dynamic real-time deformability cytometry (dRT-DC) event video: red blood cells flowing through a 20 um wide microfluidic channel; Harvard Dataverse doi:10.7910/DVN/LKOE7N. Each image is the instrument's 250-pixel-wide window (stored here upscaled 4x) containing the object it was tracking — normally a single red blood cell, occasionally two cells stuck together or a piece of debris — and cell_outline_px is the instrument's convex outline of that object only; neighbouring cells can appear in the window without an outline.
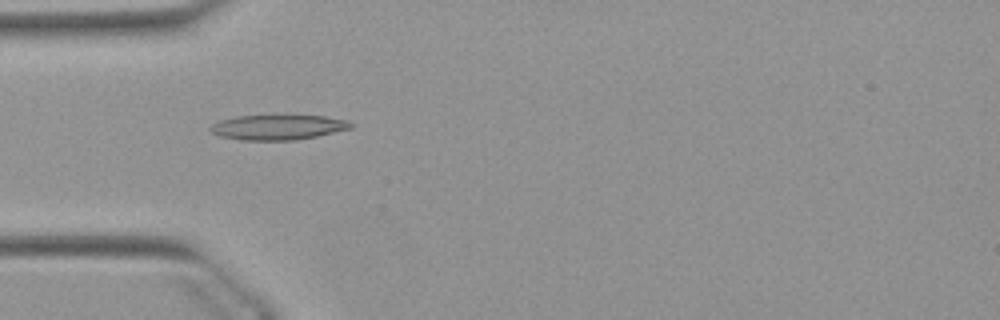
{"species": "Egyptian fruit bat (a non-hibernating species)", "species_latin": "Rousettus aegyptiacus", "temperature_condition": "warm", "stored_images_in_passage": 51, "camera_frame_rate_fps": 3000, "um_per_image_px": 0.085, "animal": {"sex": "female"}, "frame": {"image": 1, "passage_image": 15, "time_ms": 4.667, "image_size_px": [1000, 320], "cell_outline_px": [[352, 128], [316, 136], [296, 140], [240, 140], [220, 136], [212, 132], [208, 128], [212, 124], [220, 120], [236, 116], [324, 116], [348, 120], [352, 124]], "centroid_in_image_um": [23.6, 10.82], "position_along_channel_um": 61.4, "area_um2": 20.29}}
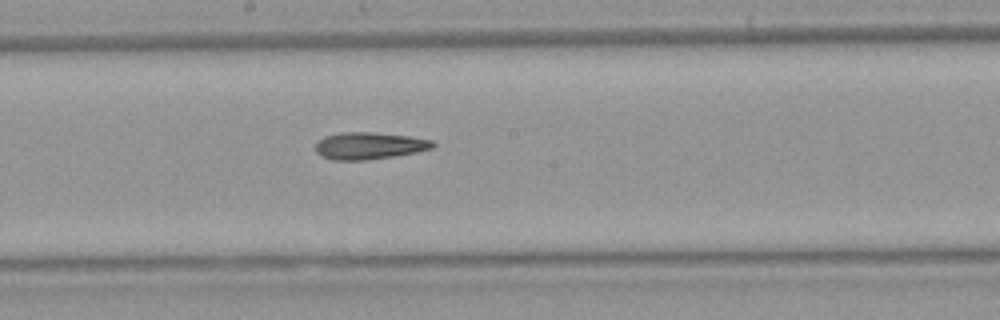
{"frame": {"image": 2, "passage_image": 27, "time_ms": 8.667, "image_size_px": [1000, 320], "cell_outline_px": [[436, 144], [432, 148], [416, 152], [368, 160], [332, 160], [320, 156], [316, 152], [316, 144], [324, 136], [340, 132], [372, 132], [408, 136], [432, 140]], "centroid_in_image_um": [31.36, 12.39], "position_along_channel_um": 216.8, "area_um2": 18.44}}
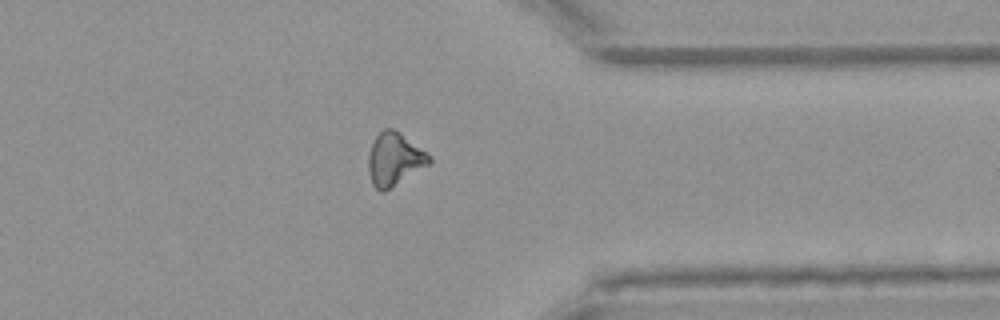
{"frame": {"image": 3, "passage_image": 40, "time_ms": 13.0, "image_size_px": [1000, 320], "cell_outline_px": [[432, 164], [384, 192], [380, 192], [372, 184], [368, 172], [368, 156], [372, 144], [376, 136], [384, 128], [392, 128], [400, 132], [428, 152], [432, 156]], "centroid_in_image_um": [33.57, 13.54], "position_along_channel_um": 377.8, "area_um2": 19.19}}